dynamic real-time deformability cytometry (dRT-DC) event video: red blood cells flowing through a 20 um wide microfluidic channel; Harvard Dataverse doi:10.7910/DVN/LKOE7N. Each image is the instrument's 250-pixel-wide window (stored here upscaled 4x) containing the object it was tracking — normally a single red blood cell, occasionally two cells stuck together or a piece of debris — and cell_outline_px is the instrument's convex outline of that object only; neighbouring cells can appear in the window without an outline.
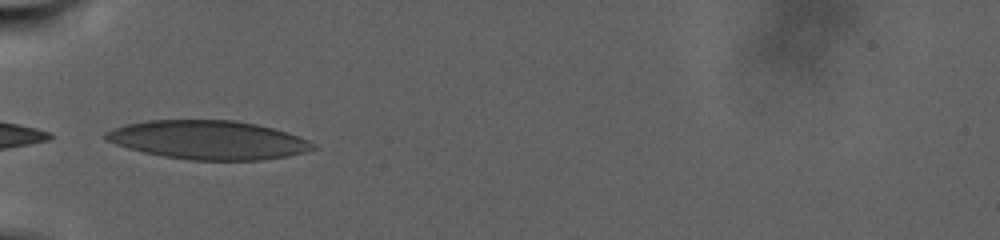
{"species": "human", "species_latin": "Homo sapiens", "temperature_condition": "warm", "stored_images_in_passage": 6, "camera_frame_rate_fps": 3000, "um_per_image_px": 0.085, "donor": {"sex": "male"}, "frame": {"image": 1, "passage_image": 1, "time_ms": 0.0, "image_size_px": [1000, 240], "cell_outline_px": [[320, 148], [288, 156], [260, 160], [188, 160], [164, 156], [144, 152], [128, 148], [104, 140], [104, 132], [112, 128], [128, 124], [148, 120], [236, 120], [256, 124], [272, 128], [308, 140], [316, 144]], "centroid_in_image_um": [17.69, 11.9], "position_along_channel_um": 67.3, "area_um2": 46.82}}
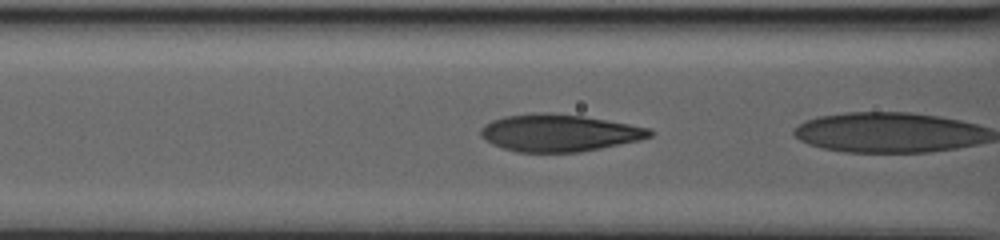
{"frame": {"image": 2, "passage_image": 5, "time_ms": 1.333, "image_size_px": [1000, 240], "cell_outline_px": [[656, 132], [652, 136], [640, 140], [580, 152], [516, 152], [492, 144], [480, 136], [480, 128], [484, 124], [492, 120], [504, 116], [532, 112], [552, 112], [584, 116], [652, 128]], "centroid_in_image_um": [47.53, 11.28], "position_along_channel_um": 119.1, "area_um2": 36.99}}